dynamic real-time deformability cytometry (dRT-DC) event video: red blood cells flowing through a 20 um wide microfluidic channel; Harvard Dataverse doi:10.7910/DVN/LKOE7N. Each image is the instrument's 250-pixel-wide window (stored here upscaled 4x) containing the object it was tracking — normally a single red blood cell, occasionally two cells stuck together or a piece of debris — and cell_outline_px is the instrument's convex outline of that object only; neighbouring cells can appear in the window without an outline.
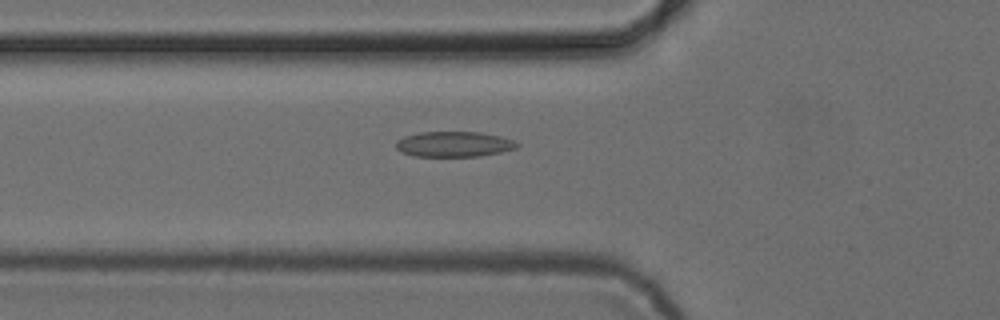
{"species": "common noctule bat (a hibernating species)", "species_latin": "Nyctalus noctula", "temperature_condition": "cold", "stored_images_in_passage": 53, "camera_frame_rate_fps": 3000, "um_per_image_px": 0.085, "animal": {"sex": "female", "body_mass_g": 24.6, "forearm_length_mm": 56.2}, "frame": {"image": 1, "passage_image": 19, "time_ms": 6.0, "image_size_px": [1000, 320], "cell_outline_px": [[520, 144], [516, 148], [500, 152], [480, 156], [412, 156], [400, 152], [396, 148], [396, 140], [404, 136], [420, 132], [480, 132], [500, 136], [512, 140]], "centroid_in_image_um": [38.55, 12.25], "position_along_channel_um": 87.3, "area_um2": 17.92}}
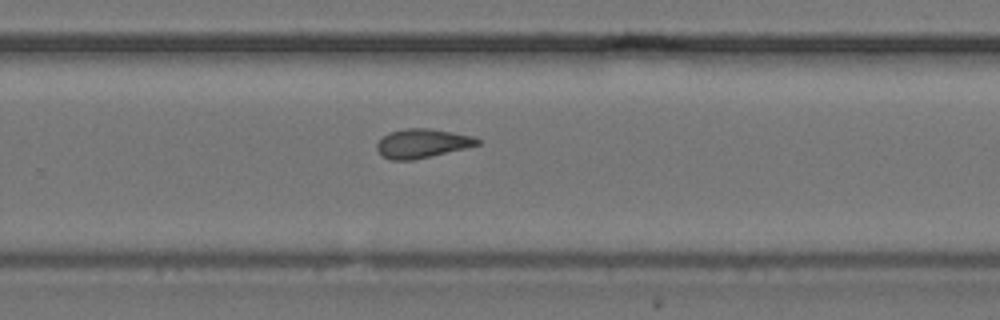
{"frame": {"image": 2, "passage_image": 35, "time_ms": 11.333, "image_size_px": [1000, 320], "cell_outline_px": [[480, 144], [464, 148], [412, 160], [392, 160], [380, 156], [376, 148], [376, 144], [388, 132], [404, 128], [428, 128], [472, 136], [480, 140]], "centroid_in_image_um": [35.82, 12.18], "position_along_channel_um": 294.0, "area_um2": 16.82}}
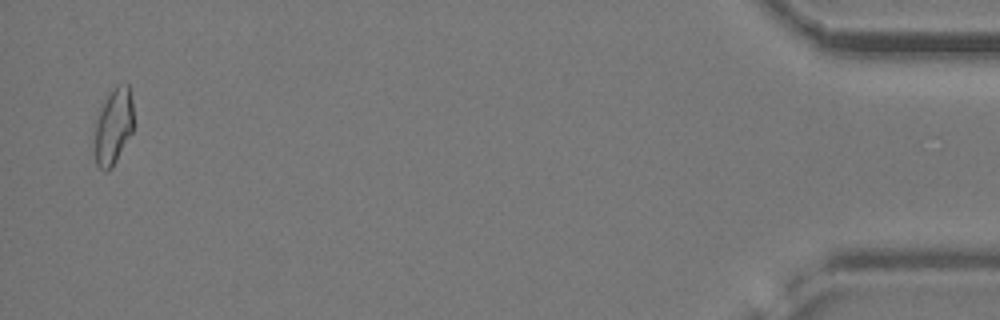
{"frame": {"image": 3, "passage_image": 52, "time_ms": 17.0, "image_size_px": [1000, 320], "cell_outline_px": [[132, 132], [112, 168], [104, 172], [96, 164], [96, 120], [108, 96], [116, 84], [128, 84], [132, 100]], "centroid_in_image_um": [9.66, 10.76], "position_along_channel_um": 425.5, "area_um2": 16.7}, "authors_computed_cell_mechanics": {"area_um2": 17.1666, "velocity_mm_per_s": 3.8721, "shape_relaxation_time_tau1_ms": null, "shape_relaxation_time_tau2_ms": 3.9835, "deformation_change_tau1": null, "deformation_change_tau2": 0.1345}}